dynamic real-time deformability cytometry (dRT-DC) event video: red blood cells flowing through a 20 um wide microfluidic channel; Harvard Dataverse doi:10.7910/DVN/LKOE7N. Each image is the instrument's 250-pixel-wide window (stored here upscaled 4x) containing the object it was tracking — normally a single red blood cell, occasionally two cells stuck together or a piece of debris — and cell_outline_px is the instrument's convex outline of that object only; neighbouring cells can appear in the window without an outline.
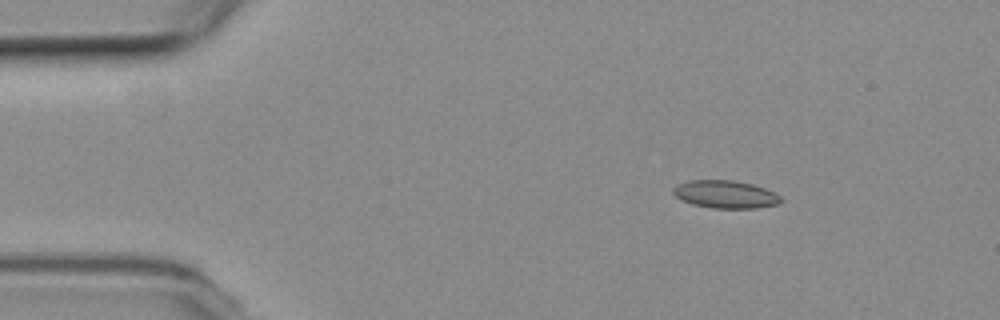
{"species": "common noctule bat (a hibernating species)", "species_latin": "Nyctalus noctula", "temperature_condition": "room temperature", "stored_images_in_passage": 21, "camera_frame_rate_fps": 3000, "um_per_image_px": 0.085, "animal": {"sex": "female", "body_mass_g": 19.3, "forearm_length_mm": 54.1}, "frame": {"image": 1, "passage_image": 6, "time_ms": 1.667, "image_size_px": [1000, 320], "cell_outline_px": [[784, 200], [780, 204], [756, 208], [712, 208], [692, 204], [676, 196], [672, 192], [672, 188], [676, 184], [688, 180], [732, 180], [752, 184], [776, 192]], "centroid_in_image_um": [61.68, 16.51], "position_along_channel_um": 23.3, "area_um2": 17.57}}
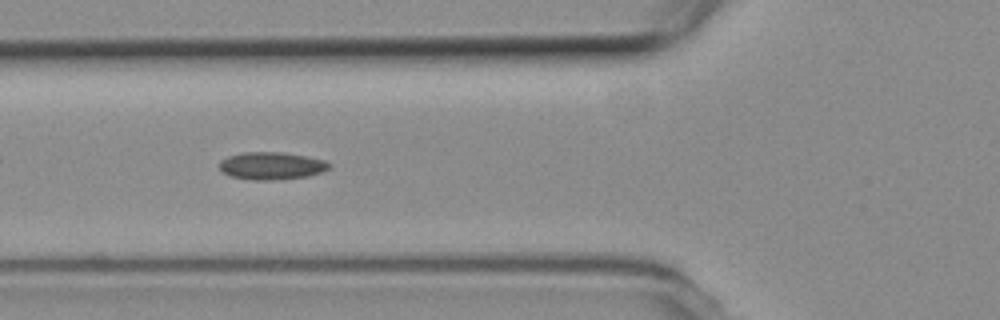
{"frame": {"image": 2, "passage_image": 18, "time_ms": 5.667, "image_size_px": [1000, 320], "cell_outline_px": [[332, 164], [328, 168], [320, 172], [308, 176], [272, 180], [252, 180], [232, 176], [220, 172], [220, 160], [228, 156], [244, 152], [284, 152], [324, 160]], "centroid_in_image_um": [23.05, 14.09], "position_along_channel_um": 102.8, "area_um2": 17.51}}
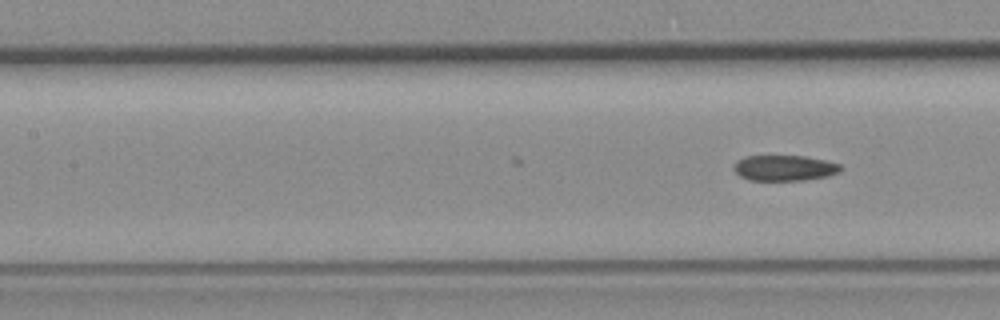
{"frame": {"image": 3, "passage_image": 21, "time_ms": 6.667, "image_size_px": [1000, 320], "cell_outline_px": [[844, 168], [840, 172], [828, 176], [804, 180], [748, 180], [740, 176], [732, 168], [736, 160], [748, 156], [804, 156], [824, 160], [840, 164]], "centroid_in_image_um": [66.68, 14.28], "position_along_channel_um": 140.7, "area_um2": 16.01}}